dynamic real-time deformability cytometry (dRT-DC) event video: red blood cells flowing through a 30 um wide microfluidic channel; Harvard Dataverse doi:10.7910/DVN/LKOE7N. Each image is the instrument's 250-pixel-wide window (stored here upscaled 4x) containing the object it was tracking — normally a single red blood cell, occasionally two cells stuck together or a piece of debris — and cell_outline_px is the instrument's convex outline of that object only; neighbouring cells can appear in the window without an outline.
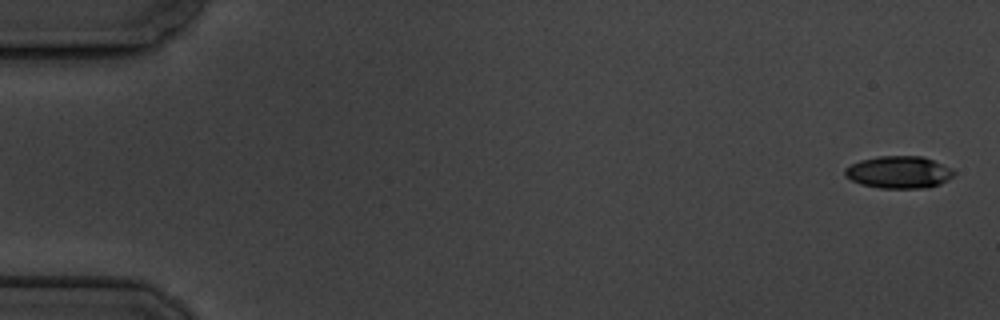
{"species": "common noctule bat (a hibernating species)", "species_latin": "Nyctalus noctula", "temperature_condition": "cold", "stored_images_in_passage": 7, "camera_frame_rate_fps": 3000, "um_per_image_px": 0.085, "animal": {"sex": "male", "body_mass_g": 19.5, "forearm_length_mm": 54.6}, "frame": {"image": 1, "passage_image": 1, "time_ms": 0.0, "image_size_px": [1000, 320], "cell_outline_px": [[956, 172], [948, 180], [940, 184], [924, 188], [880, 188], [860, 184], [844, 176], [844, 168], [860, 160], [876, 156], [924, 156], [952, 168]], "centroid_in_image_um": [76.4, 14.63], "position_along_channel_um": 8.6, "area_um2": 20.63}}
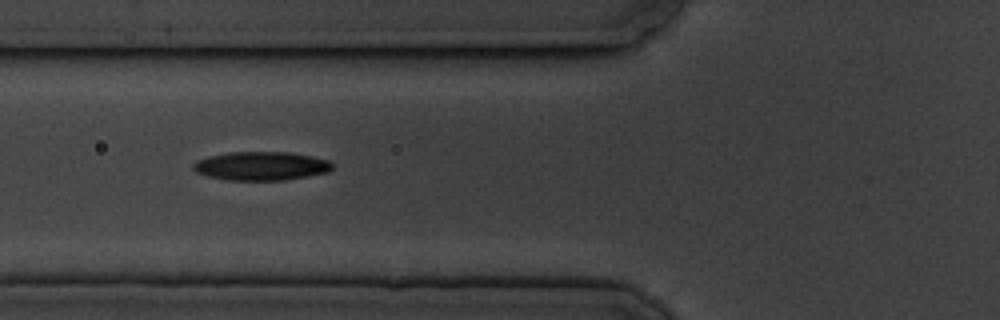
{"frame": {"image": 2, "passage_image": 6, "time_ms": 7.0, "image_size_px": [1000, 320], "cell_outline_px": [[332, 168], [328, 172], [284, 180], [228, 180], [208, 176], [196, 172], [192, 168], [192, 164], [196, 160], [208, 156], [228, 152], [288, 152], [312, 156], [328, 160], [332, 164]], "centroid_in_image_um": [22.16, 14.1], "position_along_channel_um": 103.6, "area_um2": 23.24}}
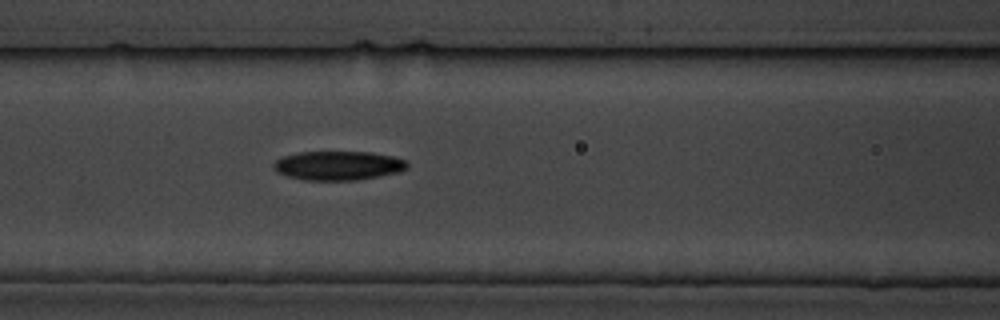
{"frame": {"image": 3, "passage_image": 7, "time_ms": 8.0, "image_size_px": [1000, 320], "cell_outline_px": [[408, 168], [400, 172], [356, 180], [304, 180], [288, 176], [276, 172], [272, 168], [272, 164], [276, 160], [284, 156], [300, 152], [368, 152], [392, 156], [408, 160]], "centroid_in_image_um": [28.75, 14.07], "position_along_channel_um": 137.8, "area_um2": 22.72}}